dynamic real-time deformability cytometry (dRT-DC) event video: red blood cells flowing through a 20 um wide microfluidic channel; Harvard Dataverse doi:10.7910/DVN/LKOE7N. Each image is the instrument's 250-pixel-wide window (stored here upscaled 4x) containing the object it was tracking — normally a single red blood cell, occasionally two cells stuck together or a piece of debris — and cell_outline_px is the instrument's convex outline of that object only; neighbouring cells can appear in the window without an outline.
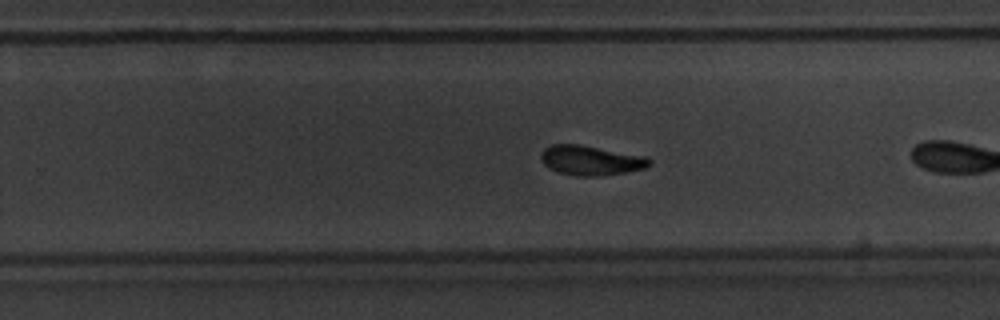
{"species": "common noctule bat (a hibernating species)", "species_latin": "Nyctalus noctula", "temperature_condition": "warm", "stored_images_in_passage": 23, "camera_frame_rate_fps": 3000, "um_per_image_px": 0.085, "animal": {"sex": "male", "body_mass_g": 20.1, "forearm_length_mm": 53.5}, "frame": {"image": 1, "passage_image": 14, "time_ms": 4.333, "image_size_px": [1000, 320], "cell_outline_px": [[652, 164], [644, 168], [624, 172], [596, 176], [576, 176], [560, 172], [548, 168], [540, 160], [540, 152], [544, 148], [552, 144], [580, 144], [648, 156], [652, 160]], "centroid_in_image_um": [50.21, 13.61], "position_along_channel_um": 279.6, "area_um2": 18.96}}